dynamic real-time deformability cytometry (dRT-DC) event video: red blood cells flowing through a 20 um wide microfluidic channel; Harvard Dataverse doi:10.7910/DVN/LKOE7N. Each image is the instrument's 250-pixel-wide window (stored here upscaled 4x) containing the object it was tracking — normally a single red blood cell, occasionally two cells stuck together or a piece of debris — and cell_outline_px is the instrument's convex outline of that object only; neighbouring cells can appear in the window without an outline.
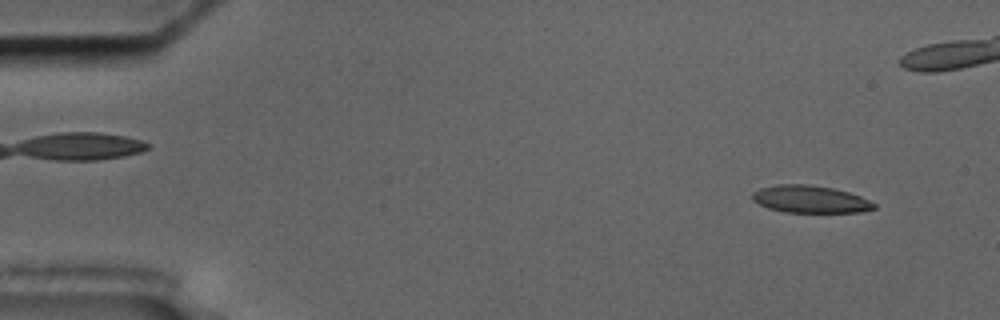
{"species": "common noctule bat (a hibernating species)", "species_latin": "Nyctalus noctula", "temperature_condition": "cold", "stored_images_in_passage": 49, "camera_frame_rate_fps": 3000, "um_per_image_px": 0.085, "animal": {"sex": "male", "body_mass_g": 17.5, "forearm_length_mm": 52.3}, "frame": {"image": 1, "passage_image": 4, "time_ms": 1.0, "image_size_px": [1000, 320], "cell_outline_px": [[876, 208], [860, 212], [784, 212], [768, 208], [752, 200], [752, 192], [760, 188], [776, 184], [808, 184], [832, 188], [848, 192], [860, 196], [876, 204]], "centroid_in_image_um": [68.84, 16.93], "position_along_channel_um": 16.2, "area_um2": 19.36}}
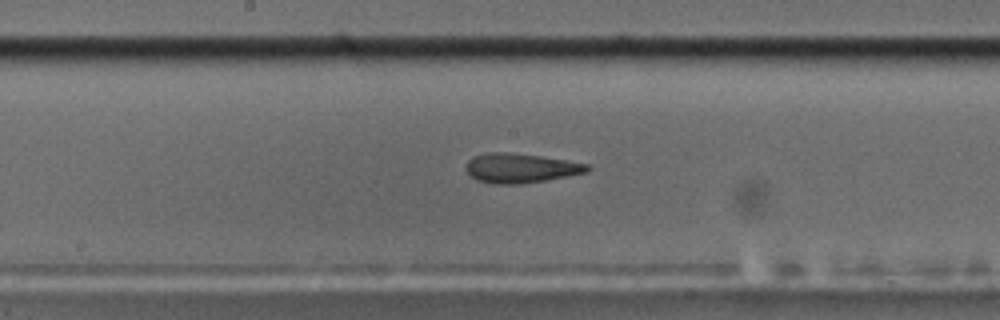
{"frame": {"image": 2, "passage_image": 29, "time_ms": 9.333, "image_size_px": [1000, 320], "cell_outline_px": [[592, 168], [588, 172], [544, 180], [520, 184], [492, 184], [476, 180], [464, 168], [468, 160], [472, 156], [488, 152], [504, 152], [540, 156], [568, 160], [588, 164]], "centroid_in_image_um": [44.23, 14.28], "position_along_channel_um": 204.0, "area_um2": 20.87}}
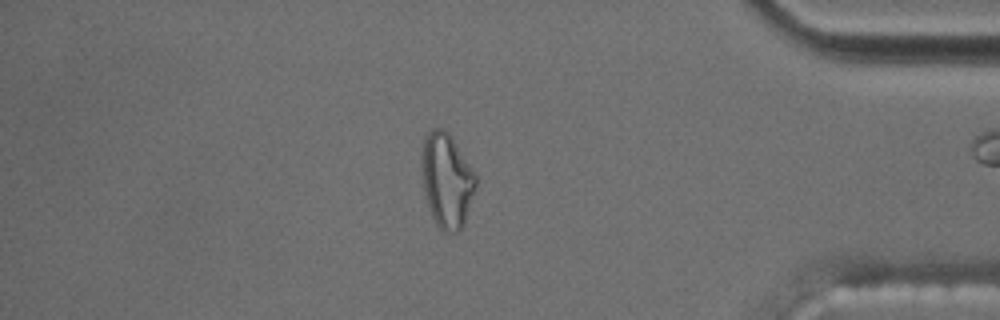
{"frame": {"image": 3, "passage_image": 48, "time_ms": 15.667, "image_size_px": [1000, 320], "cell_outline_px": [[476, 188], [464, 224], [460, 232], [448, 236], [436, 224], [428, 208], [424, 196], [420, 168], [420, 152], [424, 136], [432, 128], [444, 128], [448, 132], [476, 172]], "centroid_in_image_um": [37.95, 15.35], "position_along_channel_um": 397.3, "area_um2": 30.87}}